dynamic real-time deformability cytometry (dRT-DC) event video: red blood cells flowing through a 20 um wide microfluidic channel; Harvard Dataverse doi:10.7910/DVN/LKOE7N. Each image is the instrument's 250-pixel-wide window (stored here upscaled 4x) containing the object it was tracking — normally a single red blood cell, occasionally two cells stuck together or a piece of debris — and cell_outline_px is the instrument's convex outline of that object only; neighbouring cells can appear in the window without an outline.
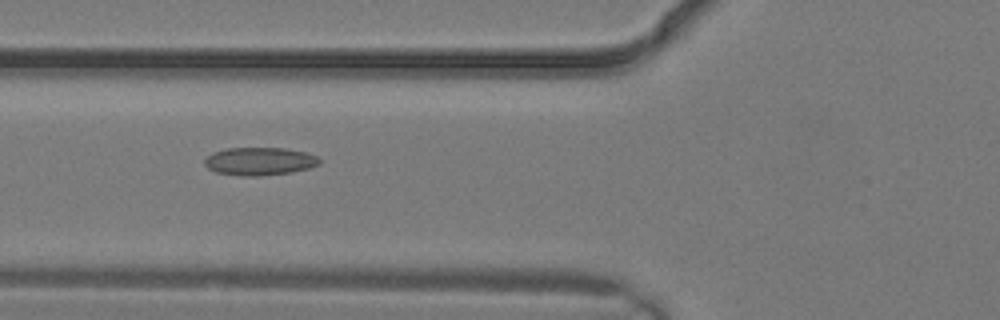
{"species": "common noctule bat (a hibernating species)", "species_latin": "Nyctalus noctula", "temperature_condition": "warm", "stored_images_in_passage": 2, "camera_frame_rate_fps": 3000, "um_per_image_px": 0.085, "animal": {"sex": "male", "body_mass_g": 19.2, "forearm_length_mm": 51.8}, "frame": {"image": 1, "passage_image": 2, "time_ms": 0.333, "image_size_px": [1000, 320], "cell_outline_px": [[320, 164], [308, 168], [292, 172], [260, 176], [240, 176], [216, 172], [208, 168], [204, 164], [204, 160], [212, 152], [228, 148], [284, 148], [304, 152], [316, 156], [320, 160]], "centroid_in_image_um": [22.04, 13.71], "position_along_channel_um": 103.8, "area_um2": 18.67}}